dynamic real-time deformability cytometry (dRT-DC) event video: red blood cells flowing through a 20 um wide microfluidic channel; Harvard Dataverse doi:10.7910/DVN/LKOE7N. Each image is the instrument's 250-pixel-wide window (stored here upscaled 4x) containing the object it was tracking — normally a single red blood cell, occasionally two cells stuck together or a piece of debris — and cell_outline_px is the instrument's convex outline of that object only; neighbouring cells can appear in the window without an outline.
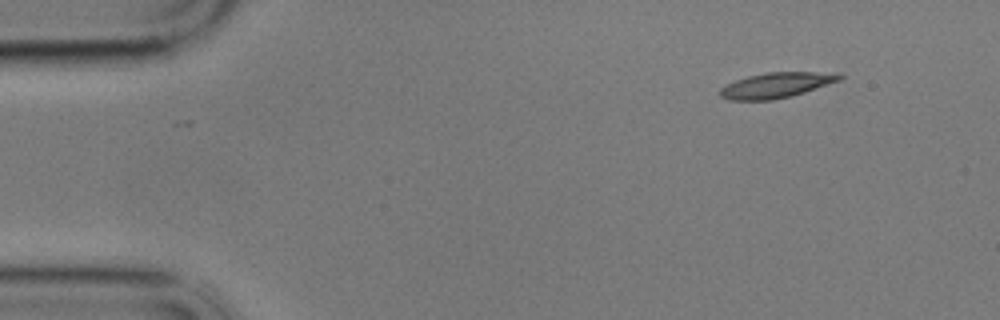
{"species": "common noctule bat (a hibernating species)", "species_latin": "Nyctalus noctula", "temperature_condition": "cold", "stored_images_in_passage": 53, "camera_frame_rate_fps": 3000, "um_per_image_px": 0.085, "animal": {"sex": "male", "body_mass_g": 17.9}, "frame": {"image": 1, "passage_image": 1, "time_ms": 0.0, "image_size_px": [1000, 320], "cell_outline_px": [[844, 76], [840, 80], [792, 96], [772, 100], [728, 100], [720, 96], [720, 88], [736, 80], [748, 76], [768, 72], [812, 72]], "centroid_in_image_um": [65.9, 7.26], "position_along_channel_um": 19.1, "area_um2": 17.22}}
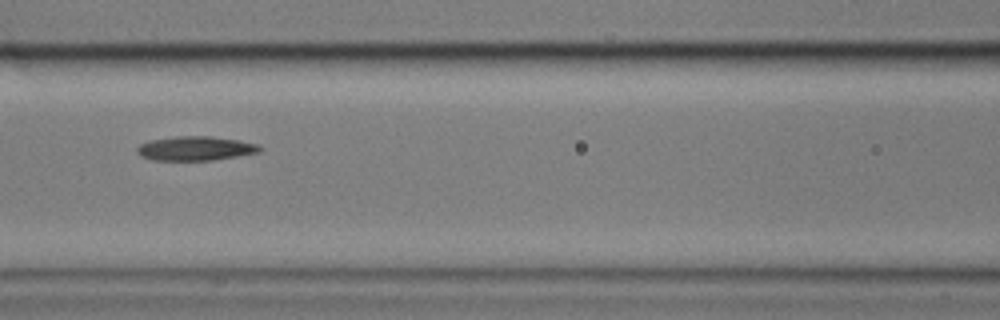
{"frame": {"image": 2, "passage_image": 20, "time_ms": 6.333, "image_size_px": [1000, 320], "cell_outline_px": [[264, 148], [260, 152], [212, 160], [152, 160], [140, 156], [136, 152], [136, 148], [140, 144], [152, 140], [176, 136], [212, 136], [240, 140], [260, 144]], "centroid_in_image_um": [16.64, 12.61], "position_along_channel_um": 150.0, "area_um2": 17.46}}
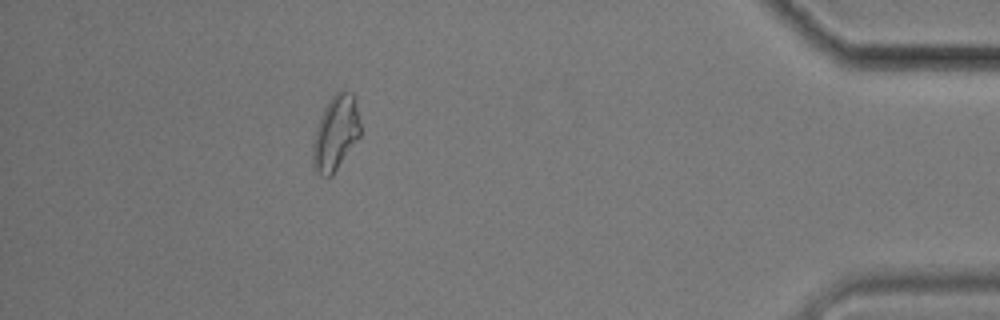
{"frame": {"image": 3, "passage_image": 47, "time_ms": 15.333, "image_size_px": [1000, 320], "cell_outline_px": [[360, 136], [332, 176], [320, 176], [316, 172], [312, 164], [312, 140], [320, 116], [328, 100], [336, 92], [352, 92], [360, 124]], "centroid_in_image_um": [28.49, 11.35], "position_along_channel_um": 406.7, "area_um2": 20.63}}